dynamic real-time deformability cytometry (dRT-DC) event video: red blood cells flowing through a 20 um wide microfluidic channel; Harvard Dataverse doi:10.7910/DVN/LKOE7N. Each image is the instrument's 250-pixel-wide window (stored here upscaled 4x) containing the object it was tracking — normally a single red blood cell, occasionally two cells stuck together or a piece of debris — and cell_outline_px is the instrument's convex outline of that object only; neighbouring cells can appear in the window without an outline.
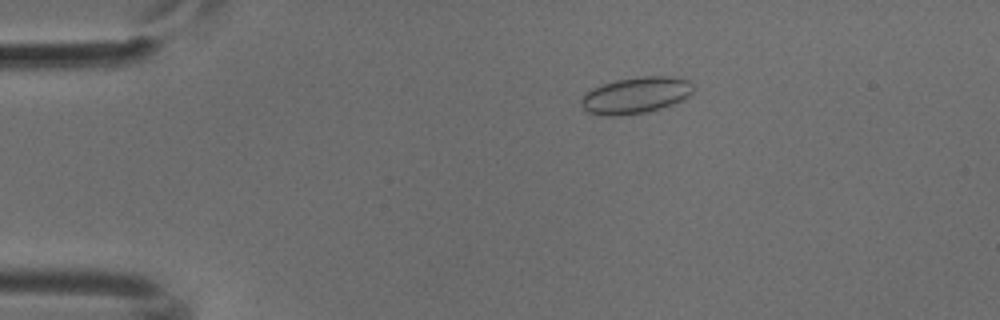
{"species": "common noctule bat (a hibernating species)", "species_latin": "Nyctalus noctula", "temperature_condition": "cold", "stored_images_in_passage": 52, "camera_frame_rate_fps": 3000, "um_per_image_px": 0.085, "animal": {"sex": "male", "body_mass_g": 18.8}, "frame": {"image": 1, "passage_image": 10, "time_ms": 3.0, "image_size_px": [1000, 320], "cell_outline_px": [[696, 88], [688, 96], [672, 104], [648, 112], [620, 116], [608, 116], [588, 112], [580, 104], [580, 100], [592, 88], [616, 80], [644, 76], [672, 76], [688, 80]], "centroid_in_image_um": [54.06, 8.1], "position_along_channel_um": 30.9, "area_um2": 23.7}}
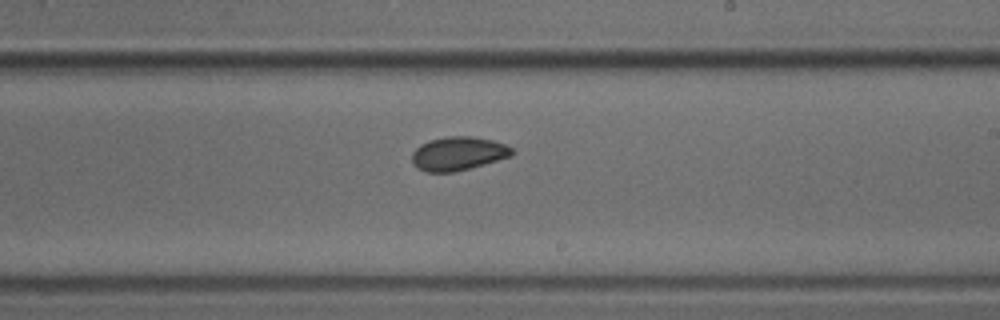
{"frame": {"image": 2, "passage_image": 31, "time_ms": 10.0, "image_size_px": [1000, 320], "cell_outline_px": [[516, 152], [512, 156], [456, 172], [428, 172], [416, 168], [412, 164], [412, 152], [420, 144], [428, 140], [448, 136], [472, 136], [492, 140], [504, 144], [512, 148]], "centroid_in_image_um": [38.93, 13.05], "position_along_channel_um": 250.1, "area_um2": 19.83}}
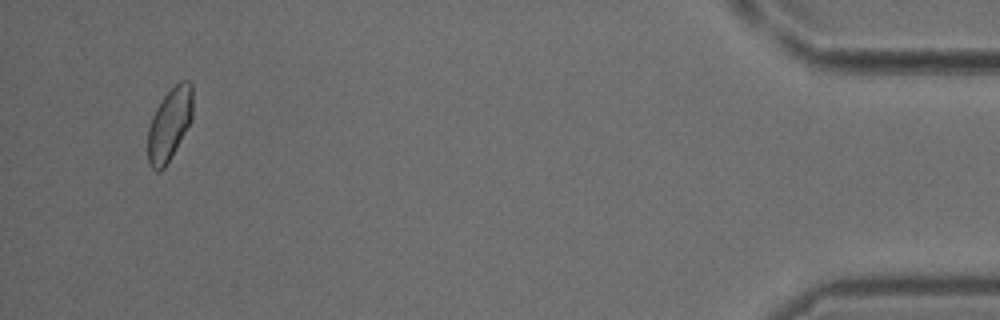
{"frame": {"image": 3, "passage_image": 50, "time_ms": 16.333, "image_size_px": [1000, 320], "cell_outline_px": [[192, 116], [184, 132], [164, 168], [160, 172], [156, 172], [152, 168], [148, 160], [148, 128], [152, 116], [156, 108], [164, 96], [180, 80], [188, 80], [192, 84]], "centroid_in_image_um": [14.39, 10.54], "position_along_channel_um": 420.8, "area_um2": 18.55}}